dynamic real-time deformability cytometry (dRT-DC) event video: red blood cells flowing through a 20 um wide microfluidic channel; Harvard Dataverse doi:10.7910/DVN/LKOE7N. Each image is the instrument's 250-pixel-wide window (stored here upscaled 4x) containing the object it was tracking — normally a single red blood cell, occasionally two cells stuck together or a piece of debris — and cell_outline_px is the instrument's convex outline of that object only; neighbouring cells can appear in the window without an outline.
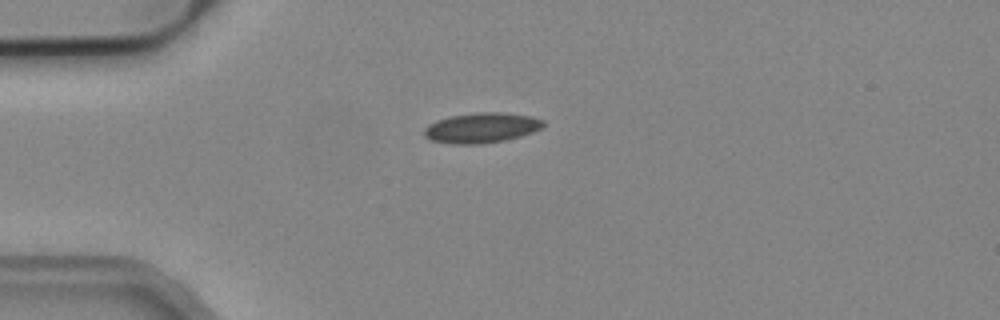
{"species": "common noctule bat (a hibernating species)", "species_latin": "Nyctalus noctula", "temperature_condition": "cold", "stored_images_in_passage": 4, "camera_frame_rate_fps": 3000, "um_per_image_px": 0.085, "animal": {"sex": "male", "body_mass_g": 19.2, "forearm_length_mm": 51.8}, "frame": {"image": 1, "passage_image": 1, "time_ms": 0.0, "image_size_px": [1000, 320], "cell_outline_px": [[544, 124], [540, 128], [532, 132], [520, 136], [504, 140], [480, 144], [456, 144], [432, 140], [424, 136], [424, 128], [428, 124], [436, 120], [448, 116], [476, 112], [500, 112], [532, 116], [544, 120]], "centroid_in_image_um": [40.91, 10.85], "position_along_channel_um": 44.1, "area_um2": 20.92}}
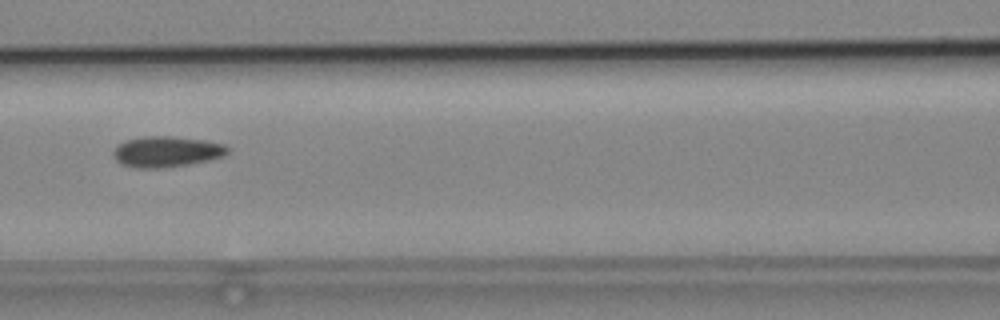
{"frame": {"image": 2, "passage_image": 4, "time_ms": 1.0, "image_size_px": [1000, 320], "cell_outline_px": [[228, 152], [224, 156], [208, 160], [188, 164], [164, 168], [136, 168], [120, 164], [112, 156], [112, 152], [124, 140], [144, 136], [172, 136], [208, 140], [224, 144], [228, 148]], "centroid_in_image_um": [14.14, 12.89], "position_along_channel_um": 152.5, "area_um2": 20.69}}